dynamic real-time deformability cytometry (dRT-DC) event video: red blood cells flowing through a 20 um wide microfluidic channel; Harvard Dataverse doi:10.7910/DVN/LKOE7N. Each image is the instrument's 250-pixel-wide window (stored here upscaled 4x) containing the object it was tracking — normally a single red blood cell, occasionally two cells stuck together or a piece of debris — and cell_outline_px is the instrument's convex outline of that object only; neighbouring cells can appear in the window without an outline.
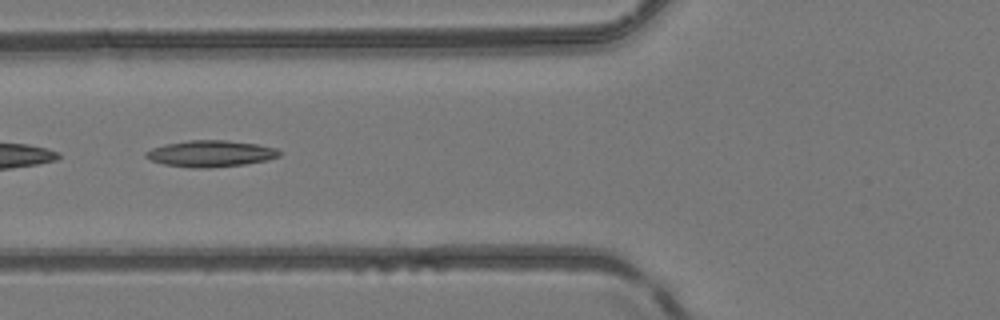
{"species": "common noctule bat (a hibernating species)", "species_latin": "Nyctalus noctula", "temperature_condition": "room temperature", "stored_images_in_passage": 6, "camera_frame_rate_fps": 3000, "um_per_image_px": 0.085, "animal": {"sex": "female", "body_mass_g": 24.6, "forearm_length_mm": 56.2}, "frame": {"image": 1, "passage_image": 4, "time_ms": 1.0, "image_size_px": [1000, 320], "cell_outline_px": [[284, 152], [280, 156], [268, 160], [244, 164], [208, 168], [192, 168], [164, 164], [152, 160], [144, 156], [144, 152], [152, 148], [164, 144], [188, 140], [224, 140], [260, 144], [276, 148]], "centroid_in_image_um": [17.94, 13.05], "position_along_channel_um": 107.9, "area_um2": 20.75}}